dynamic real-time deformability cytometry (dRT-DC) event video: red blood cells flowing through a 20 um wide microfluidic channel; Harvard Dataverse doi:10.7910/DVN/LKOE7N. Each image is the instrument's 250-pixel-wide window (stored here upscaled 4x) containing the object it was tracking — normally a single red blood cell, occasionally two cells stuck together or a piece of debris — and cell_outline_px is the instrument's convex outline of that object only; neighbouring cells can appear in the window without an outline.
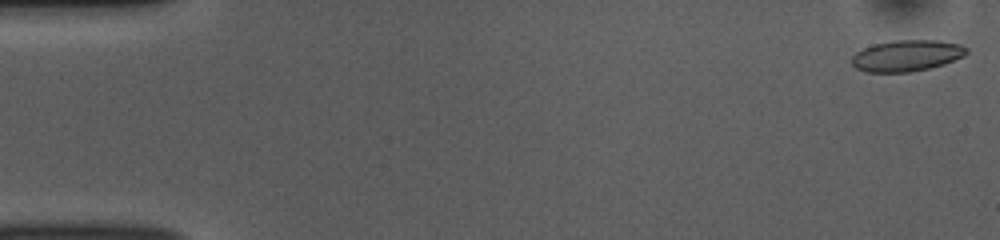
{"species": "common noctule bat (a hibernating species)", "species_latin": "Nyctalus noctula", "temperature_condition": "room temperature", "stored_images_in_passage": 15, "camera_frame_rate_fps": 3000, "um_per_image_px": 0.085, "animal": {"sex": "female", "body_mass_g": 10.0, "forearm_length_mm": 53.1}, "frame": {"image": 1, "passage_image": 1, "time_ms": 0.0, "image_size_px": [1000, 240], "cell_outline_px": [[968, 52], [964, 56], [944, 64], [928, 68], [908, 72], [864, 72], [856, 68], [852, 64], [852, 56], [856, 52], [872, 44], [896, 40], [940, 40], [960, 44], [968, 48]], "centroid_in_image_um": [77.07, 4.72], "position_along_channel_um": 7.9, "area_um2": 20.98}}
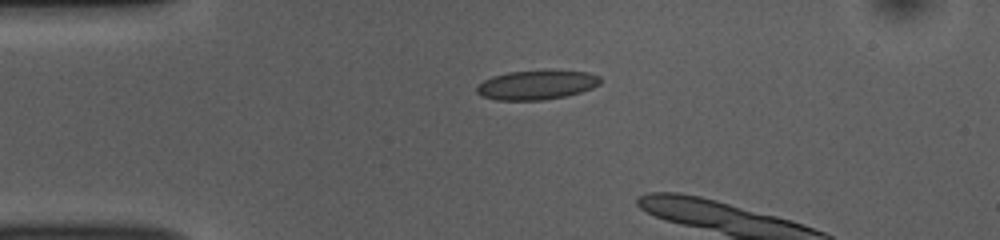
{"frame": {"image": 2, "passage_image": 12, "time_ms": 3.667, "image_size_px": [1000, 240], "cell_outline_px": [[600, 84], [592, 88], [580, 92], [564, 96], [544, 100], [496, 100], [480, 96], [476, 92], [476, 88], [484, 80], [492, 76], [508, 72], [588, 72], [600, 76]], "centroid_in_image_um": [45.57, 7.25], "position_along_channel_um": 39.4, "area_um2": 20.58}}